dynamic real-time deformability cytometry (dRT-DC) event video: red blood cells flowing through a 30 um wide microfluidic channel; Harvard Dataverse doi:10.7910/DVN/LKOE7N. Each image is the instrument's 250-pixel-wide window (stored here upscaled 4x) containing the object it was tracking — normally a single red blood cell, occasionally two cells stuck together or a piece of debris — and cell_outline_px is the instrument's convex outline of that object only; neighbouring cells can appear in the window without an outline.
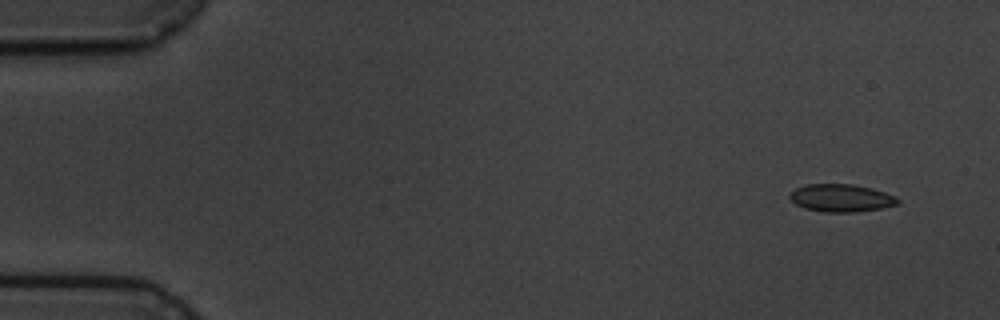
{"species": "common noctule bat (a hibernating species)", "species_latin": "Nyctalus noctula", "temperature_condition": "cold", "stored_images_in_passage": 5, "camera_frame_rate_fps": 3000, "um_per_image_px": 0.085, "animal": {"sex": "male", "body_mass_g": 19.5, "forearm_length_mm": 54.6}, "frame": {"image": 1, "passage_image": 1, "time_ms": 0.0, "image_size_px": [1000, 320], "cell_outline_px": [[900, 204], [880, 208], [856, 212], [824, 212], [804, 208], [796, 204], [788, 196], [796, 188], [808, 184], [852, 184], [872, 188], [896, 196], [900, 200]], "centroid_in_image_um": [71.53, 16.83], "position_along_channel_um": 13.5, "area_um2": 17.4}}
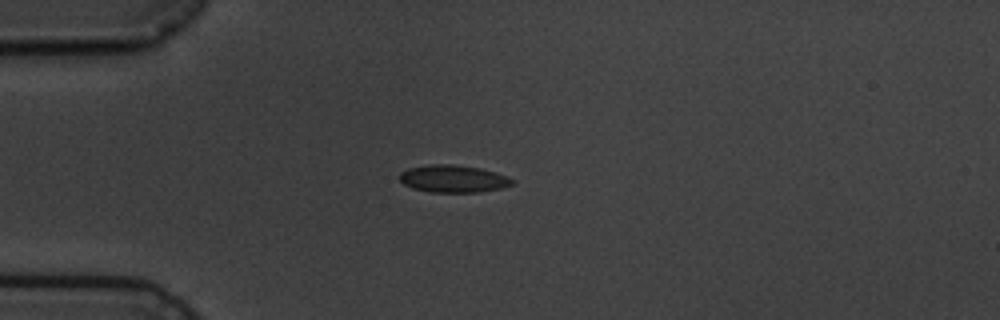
{"frame": {"image": 2, "passage_image": 4, "time_ms": 3.667, "image_size_px": [1000, 320], "cell_outline_px": [[516, 180], [512, 184], [500, 188], [480, 192], [432, 192], [412, 188], [404, 184], [400, 180], [400, 172], [408, 168], [428, 164], [452, 164], [480, 168], [496, 172], [508, 176]], "centroid_in_image_um": [38.53, 15.18], "position_along_channel_um": 46.5, "area_um2": 18.03}}